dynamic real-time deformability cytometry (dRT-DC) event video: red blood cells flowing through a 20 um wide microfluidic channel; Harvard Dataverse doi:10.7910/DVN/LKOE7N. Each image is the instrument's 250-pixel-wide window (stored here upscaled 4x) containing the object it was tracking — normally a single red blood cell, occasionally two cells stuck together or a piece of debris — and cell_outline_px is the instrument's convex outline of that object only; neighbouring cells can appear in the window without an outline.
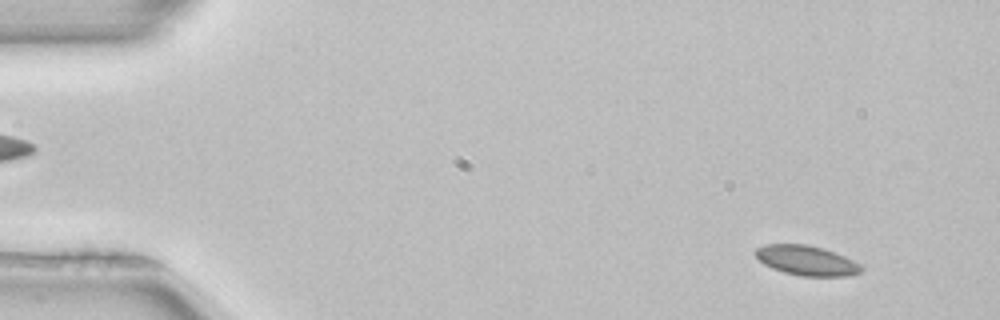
{"species": "common noctule bat (a hibernating species)", "species_latin": "Nyctalus noctula", "temperature_condition": "room temperature", "stored_images_in_passage": 51, "camera_frame_rate_fps": 3000, "um_per_image_px": 0.085, "animal": {"sex": "female", "body_mass_g": 22.7, "forearm_length_mm": 54.2}, "frame": {"image": 1, "passage_image": 4, "time_ms": 1.0, "image_size_px": [1000, 320], "cell_outline_px": [[864, 268], [860, 272], [848, 276], [800, 276], [784, 272], [772, 268], [764, 264], [756, 256], [756, 248], [764, 244], [804, 244], [824, 248], [844, 256], [860, 264]], "centroid_in_image_um": [68.56, 22.14], "position_along_channel_um": 16.4, "area_um2": 18.32}}
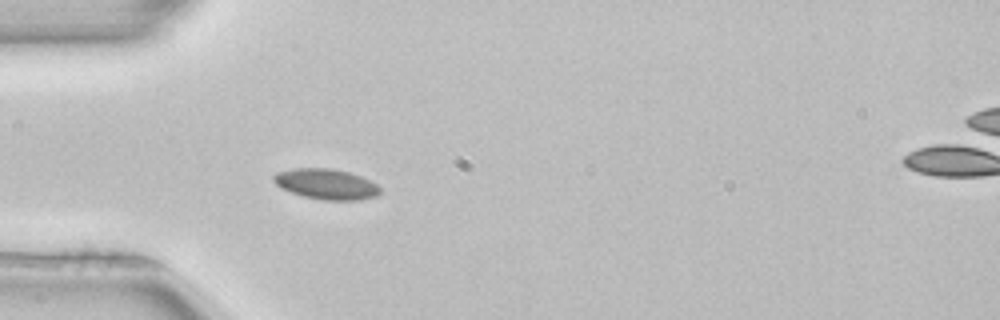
{"frame": {"image": 2, "passage_image": 15, "time_ms": 4.667, "image_size_px": [1000, 320], "cell_outline_px": [[380, 192], [376, 196], [360, 200], [324, 200], [304, 196], [280, 188], [272, 180], [272, 176], [276, 172], [292, 168], [328, 168], [348, 172], [360, 176], [376, 184], [380, 188]], "centroid_in_image_um": [27.69, 15.64], "position_along_channel_um": 57.3, "area_um2": 18.84}}
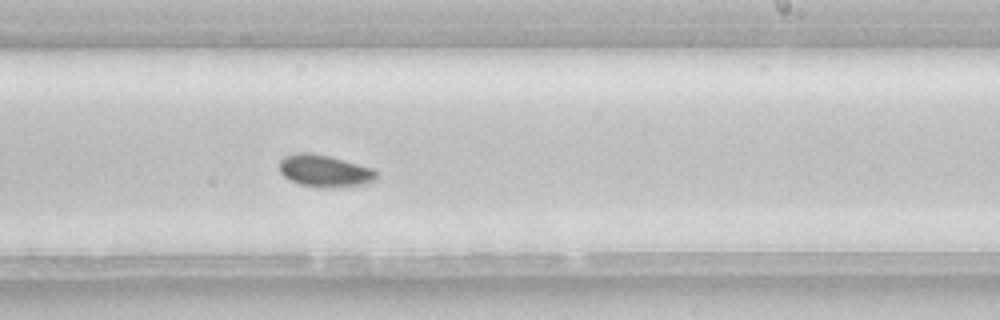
{"frame": {"image": 3, "passage_image": 31, "time_ms": 10.0, "image_size_px": [1000, 320], "cell_outline_px": [[376, 180], [364, 184], [300, 184], [284, 176], [280, 172], [280, 160], [284, 156], [292, 152], [312, 152], [328, 156], [372, 168], [376, 172]], "centroid_in_image_um": [27.53, 14.44], "position_along_channel_um": 261.5, "area_um2": 17.05}}